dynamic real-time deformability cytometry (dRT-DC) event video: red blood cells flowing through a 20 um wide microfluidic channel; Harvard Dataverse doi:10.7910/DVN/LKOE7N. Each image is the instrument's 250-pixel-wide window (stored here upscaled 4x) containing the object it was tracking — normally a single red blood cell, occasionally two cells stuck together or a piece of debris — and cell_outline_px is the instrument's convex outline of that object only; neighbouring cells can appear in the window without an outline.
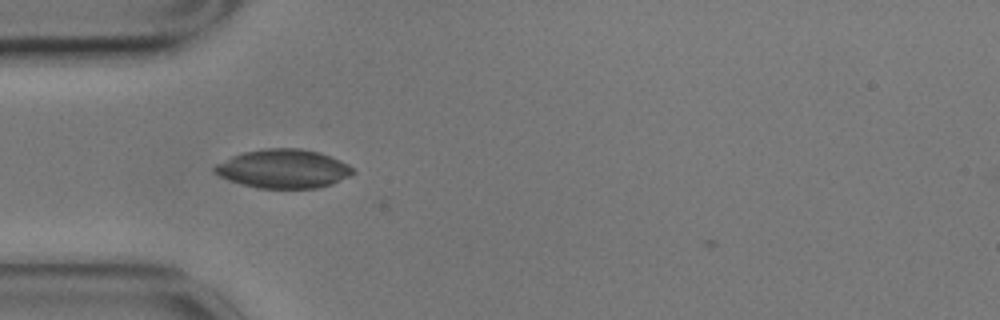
{"species": "common noctule bat (a hibernating species)", "species_latin": "Nyctalus noctula", "temperature_condition": "cold", "stored_images_in_passage": 37, "camera_frame_rate_fps": 3000, "um_per_image_px": 0.085, "animal": {"sex": "male", "body_mass_g": 17.9}, "frame": {"image": 1, "passage_image": 10, "time_ms": 3.0, "image_size_px": [1000, 320], "cell_outline_px": [[356, 172], [332, 184], [316, 188], [256, 188], [228, 180], [220, 176], [212, 168], [216, 164], [232, 156], [244, 152], [260, 148], [300, 148], [320, 152], [340, 160], [348, 164]], "centroid_in_image_um": [24.08, 14.34], "position_along_channel_um": 60.9, "area_um2": 31.27}}
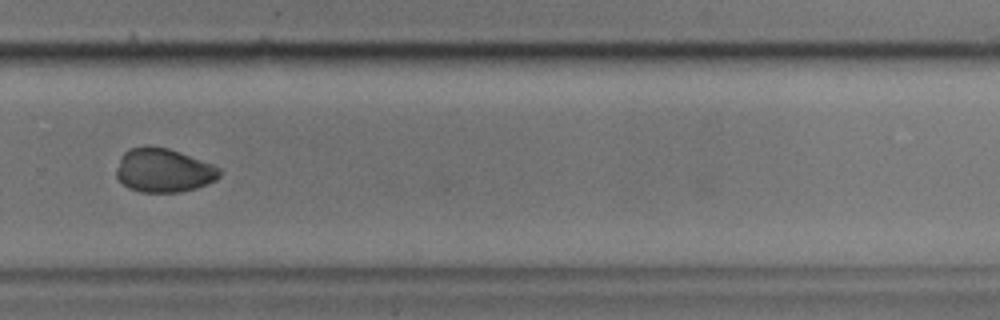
{"frame": {"image": 2, "passage_image": 32, "time_ms": 10.333, "image_size_px": [1000, 320], "cell_outline_px": [[220, 176], [216, 180], [208, 184], [196, 188], [180, 192], [140, 192], [128, 188], [116, 176], [116, 168], [120, 156], [128, 148], [148, 144], [168, 148], [180, 152], [212, 164], [220, 168]], "centroid_in_image_um": [13.88, 14.46], "position_along_channel_um": 315.9, "area_um2": 26.7}}
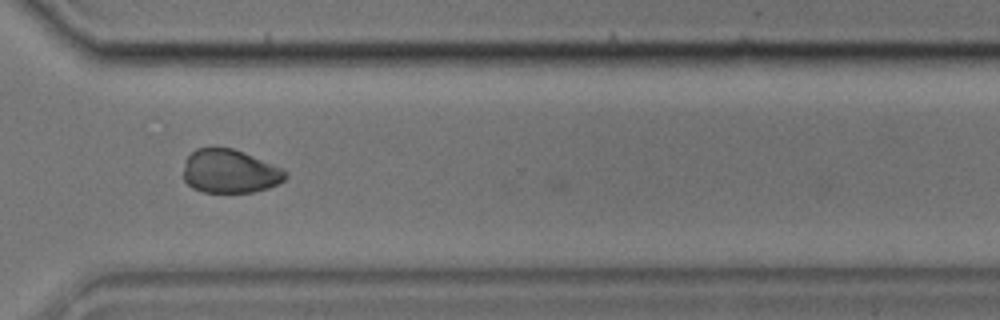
{"frame": {"image": 3, "passage_image": 35, "time_ms": 11.333, "image_size_px": [1000, 320], "cell_outline_px": [[288, 176], [284, 180], [268, 188], [252, 192], [204, 192], [192, 188], [184, 180], [184, 168], [188, 156], [196, 148], [212, 144], [232, 148], [244, 152], [284, 168], [288, 172]], "centroid_in_image_um": [19.54, 14.52], "position_along_channel_um": 351.1, "area_um2": 26.47}}